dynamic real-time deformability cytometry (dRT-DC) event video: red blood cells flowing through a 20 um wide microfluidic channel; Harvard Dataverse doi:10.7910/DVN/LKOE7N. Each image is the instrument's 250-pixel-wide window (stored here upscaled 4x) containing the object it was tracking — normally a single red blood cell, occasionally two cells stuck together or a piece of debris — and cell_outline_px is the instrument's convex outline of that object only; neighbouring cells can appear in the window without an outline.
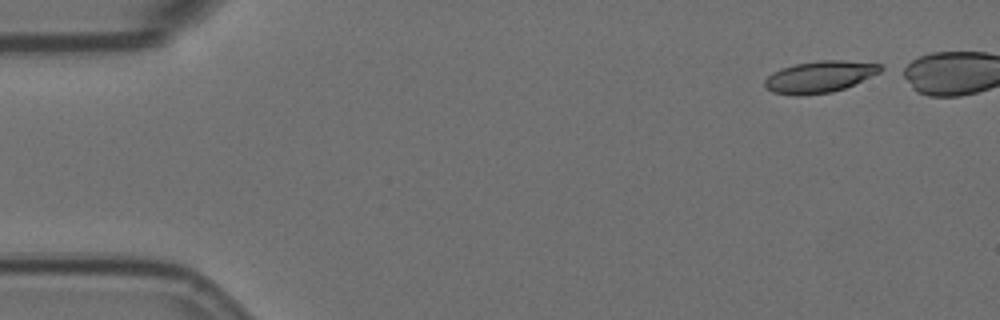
{"species": "Egyptian fruit bat (a non-hibernating species)", "species_latin": "Rousettus aegyptiacus", "temperature_condition": "room temperature", "stored_images_in_passage": 28, "camera_frame_rate_fps": 3000, "um_per_image_px": 0.085, "animal": {"sex": "female"}, "frame": {"image": 1, "passage_image": 1, "time_ms": 0.0, "image_size_px": [1000, 320], "cell_outline_px": [[888, 68], [880, 72], [844, 88], [832, 92], [800, 96], [796, 96], [772, 92], [764, 88], [764, 80], [772, 72], [780, 68], [796, 64], [816, 60], [844, 60], [880, 64]], "centroid_in_image_um": [69.65, 6.52], "position_along_channel_um": 15.4, "area_um2": 21.56}}
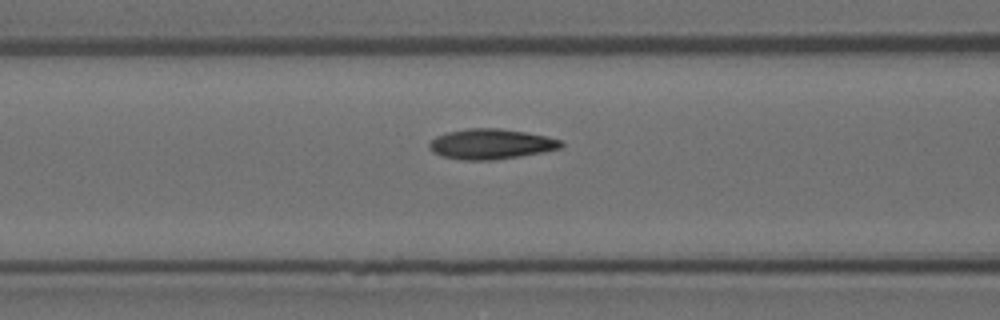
{"frame": {"image": 2, "passage_image": 19, "time_ms": 6.0, "image_size_px": [1000, 320], "cell_outline_px": [[564, 144], [560, 148], [544, 152], [492, 160], [460, 160], [440, 156], [432, 152], [428, 148], [428, 144], [436, 136], [448, 132], [468, 128], [500, 128], [548, 136], [564, 140]], "centroid_in_image_um": [41.73, 12.24], "position_along_channel_um": 124.9, "area_um2": 23.41}}
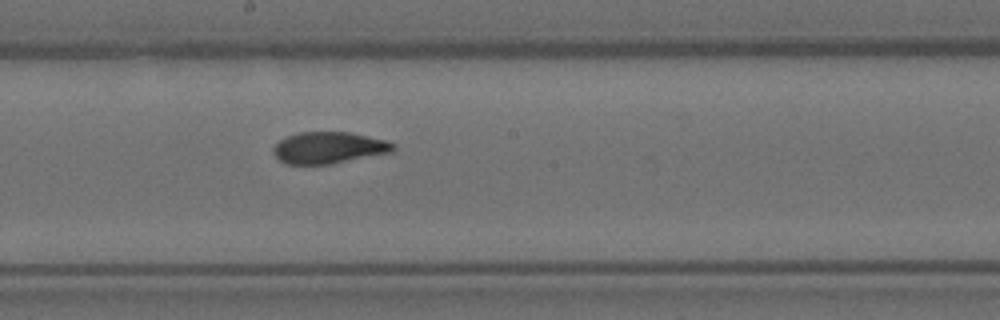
{"frame": {"image": 3, "passage_image": 27, "time_ms": 8.667, "image_size_px": [1000, 320], "cell_outline_px": [[396, 148], [392, 152], [332, 164], [288, 164], [280, 160], [272, 152], [276, 144], [280, 140], [296, 132], [348, 132], [384, 140], [396, 144]], "centroid_in_image_um": [27.96, 12.56], "position_along_channel_um": 220.2, "area_um2": 21.96}}